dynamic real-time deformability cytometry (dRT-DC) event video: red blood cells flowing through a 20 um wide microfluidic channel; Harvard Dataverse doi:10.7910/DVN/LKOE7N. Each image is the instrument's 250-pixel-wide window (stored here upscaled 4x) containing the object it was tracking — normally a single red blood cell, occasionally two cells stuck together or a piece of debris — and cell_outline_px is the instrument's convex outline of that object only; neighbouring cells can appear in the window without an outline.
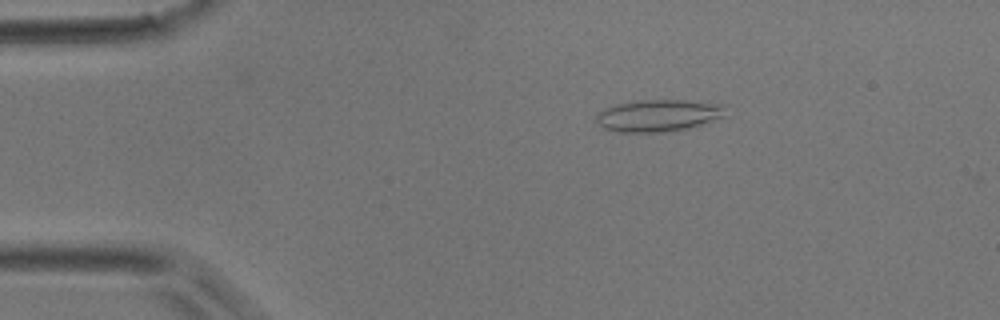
{"species": "common noctule bat (a hibernating species)", "species_latin": "Nyctalus noctula", "temperature_condition": "room temperature", "stored_images_in_passage": 4, "camera_frame_rate_fps": 3000, "um_per_image_px": 0.085, "animal": {"sex": "male", "body_mass_g": 17.9}, "frame": {"image": 1, "passage_image": 3, "time_ms": 0.667, "image_size_px": [1000, 320], "cell_outline_px": [[728, 116], [688, 128], [656, 132], [620, 132], [604, 128], [596, 120], [596, 116], [604, 108], [616, 104], [640, 100], [684, 100], [728, 104]], "centroid_in_image_um": [56.06, 9.8], "position_along_channel_um": 28.9, "area_um2": 24.28}}